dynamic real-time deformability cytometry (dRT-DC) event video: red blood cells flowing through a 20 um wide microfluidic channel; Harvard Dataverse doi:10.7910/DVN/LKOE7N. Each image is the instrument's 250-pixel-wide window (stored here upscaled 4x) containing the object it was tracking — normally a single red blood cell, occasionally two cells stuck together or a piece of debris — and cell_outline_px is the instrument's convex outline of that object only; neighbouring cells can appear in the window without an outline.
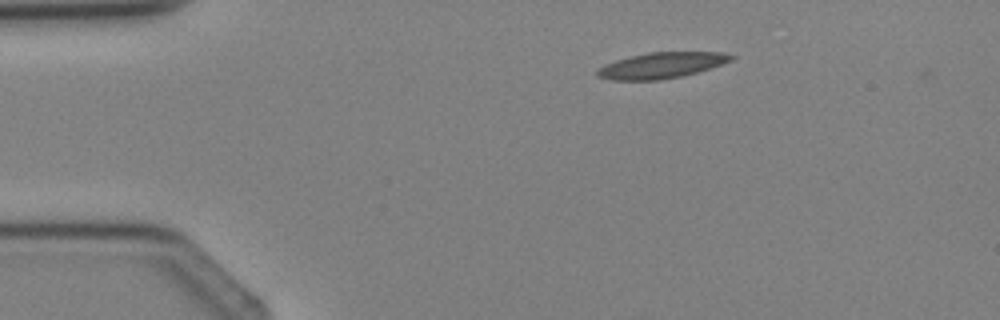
{"species": "Egyptian fruit bat (a non-hibernating species)", "species_latin": "Rousettus aegyptiacus", "temperature_condition": "cold", "stored_images_in_passage": 2, "camera_frame_rate_fps": 3000, "um_per_image_px": 0.085, "animal": {"sex": "female"}, "frame": {"image": 1, "passage_image": 1, "time_ms": 0.0, "image_size_px": [1000, 320], "cell_outline_px": [[736, 56], [732, 60], [696, 72], [680, 76], [660, 80], [612, 80], [596, 76], [596, 68], [604, 64], [616, 60], [648, 52], [724, 52]], "centroid_in_image_um": [56.17, 5.55], "position_along_channel_um": 28.8, "area_um2": 20.06}}